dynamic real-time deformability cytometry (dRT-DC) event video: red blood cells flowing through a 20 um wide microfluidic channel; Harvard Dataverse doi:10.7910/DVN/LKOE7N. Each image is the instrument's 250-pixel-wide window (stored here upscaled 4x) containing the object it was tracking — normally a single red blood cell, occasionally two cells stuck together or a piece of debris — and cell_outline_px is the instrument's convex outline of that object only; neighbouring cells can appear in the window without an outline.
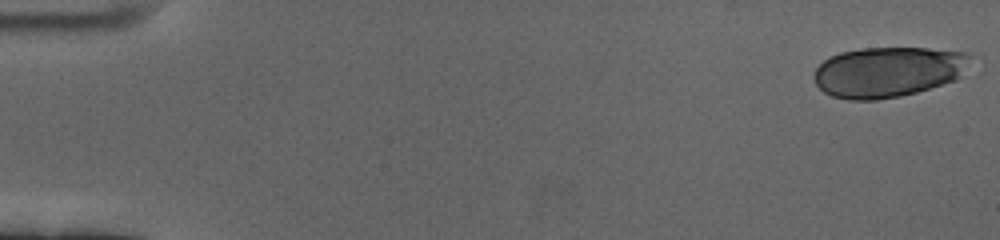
{"species": "human", "species_latin": "Homo sapiens", "temperature_condition": "cold", "stored_images_in_passage": 45, "camera_frame_rate_fps": 3000, "um_per_image_px": 0.085, "donor": {"sex": "female"}, "frame": {"image": 1, "passage_image": 1, "time_ms": 0.0, "image_size_px": [1000, 240], "cell_outline_px": [[968, 56], [960, 76], [956, 80], [916, 92], [900, 96], [876, 100], [848, 100], [832, 96], [824, 92], [816, 84], [816, 68], [828, 56], [840, 52], [860, 48], [928, 48], [968, 52]], "centroid_in_image_um": [75.43, 6.11], "position_along_channel_um": 9.6, "area_um2": 45.55}}
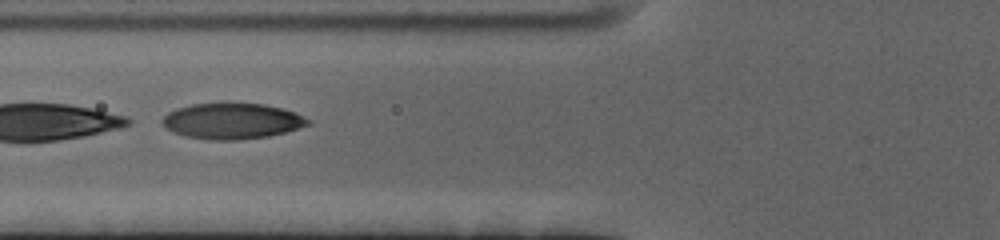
{"frame": {"image": 2, "passage_image": 24, "time_ms": 7.667, "image_size_px": [1000, 240], "cell_outline_px": [[312, 124], [284, 132], [268, 136], [240, 140], [208, 140], [184, 136], [172, 132], [160, 120], [168, 112], [176, 108], [192, 104], [264, 104], [296, 112], [312, 120]], "centroid_in_image_um": [19.74, 10.3], "position_along_channel_um": 106.1, "area_um2": 30.35}}
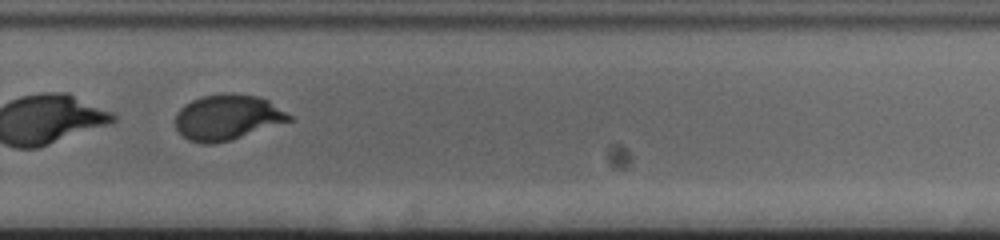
{"frame": {"image": 3, "passage_image": 42, "time_ms": 13.667, "image_size_px": [1000, 240], "cell_outline_px": [[292, 120], [232, 140], [212, 144], [200, 144], [188, 140], [176, 128], [176, 112], [184, 104], [192, 100], [204, 96], [228, 92], [260, 96], [268, 100], [292, 116]], "centroid_in_image_um": [19.31, 9.97], "position_along_channel_um": 310.5, "area_um2": 30.23}}